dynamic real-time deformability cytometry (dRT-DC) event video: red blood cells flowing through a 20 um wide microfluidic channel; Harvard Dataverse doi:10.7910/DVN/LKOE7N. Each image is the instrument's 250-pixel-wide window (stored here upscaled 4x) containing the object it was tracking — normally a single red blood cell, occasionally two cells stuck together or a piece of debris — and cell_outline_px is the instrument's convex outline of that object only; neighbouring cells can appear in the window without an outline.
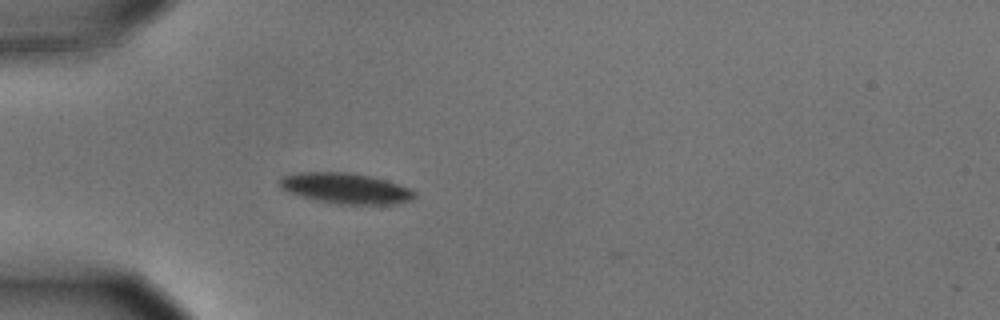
{"species": "common noctule bat (a hibernating species)", "species_latin": "Nyctalus noctula", "temperature_condition": "cold", "stored_images_in_passage": 2, "camera_frame_rate_fps": 3000, "um_per_image_px": 0.085, "animal": {"sex": "male", "body_mass_g": 15.6}, "frame": {"image": 1, "passage_image": 1, "time_ms": 0.0, "image_size_px": [1000, 320], "cell_outline_px": [[416, 196], [412, 200], [392, 204], [340, 204], [316, 200], [300, 196], [288, 192], [280, 184], [280, 176], [300, 172], [348, 172], [372, 176], [408, 188], [416, 192]], "centroid_in_image_um": [29.37, 16.0], "position_along_channel_um": 55.6, "area_um2": 23.87}}